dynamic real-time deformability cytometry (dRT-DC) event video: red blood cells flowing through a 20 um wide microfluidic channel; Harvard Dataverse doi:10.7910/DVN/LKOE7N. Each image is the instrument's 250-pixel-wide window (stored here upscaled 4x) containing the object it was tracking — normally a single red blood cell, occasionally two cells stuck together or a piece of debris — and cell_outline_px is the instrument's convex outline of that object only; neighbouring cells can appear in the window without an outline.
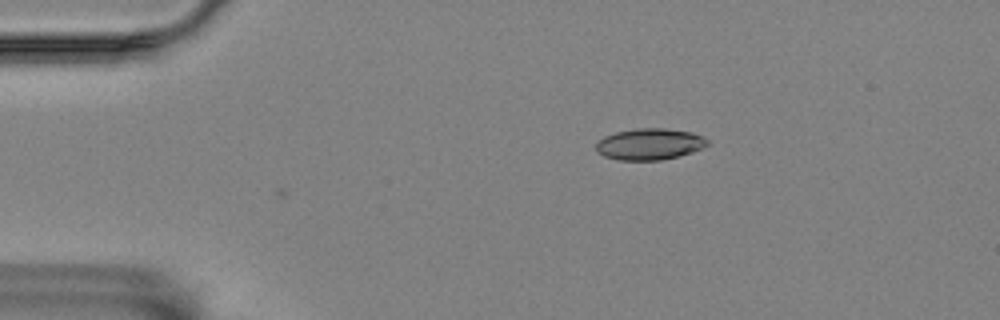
{"species": "Egyptian fruit bat (a non-hibernating species)", "species_latin": "Rousettus aegyptiacus", "temperature_condition": "room temperature", "stored_images_in_passage": 4, "camera_frame_rate_fps": 3000, "um_per_image_px": 0.085, "animal": {"sex": "female"}, "frame": {"image": 1, "passage_image": 4, "time_ms": 1.0, "image_size_px": [1000, 320], "cell_outline_px": [[708, 144], [692, 152], [660, 160], [616, 160], [604, 156], [596, 152], [596, 140], [604, 136], [616, 132], [636, 128], [664, 128], [692, 132], [708, 140]], "centroid_in_image_um": [55.14, 12.24], "position_along_channel_um": 29.9, "area_um2": 20.35}}